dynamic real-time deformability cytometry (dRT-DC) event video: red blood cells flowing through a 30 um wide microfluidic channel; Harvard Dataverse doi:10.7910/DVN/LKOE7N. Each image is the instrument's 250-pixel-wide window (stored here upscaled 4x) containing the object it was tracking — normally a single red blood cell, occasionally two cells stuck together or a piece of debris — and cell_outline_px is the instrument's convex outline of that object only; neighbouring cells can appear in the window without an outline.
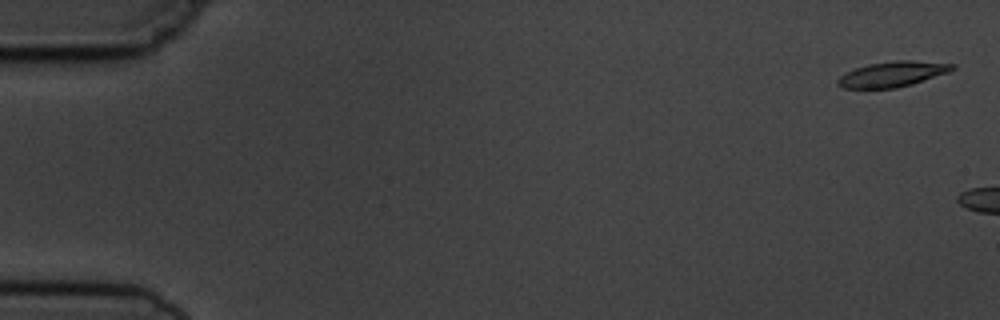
{"species": "common noctule bat (a hibernating species)", "species_latin": "Nyctalus noctula", "temperature_condition": "cold", "stored_images_in_passage": 2, "camera_frame_rate_fps": 3000, "um_per_image_px": 0.085, "animal": {"sex": "male", "body_mass_g": 19.5, "forearm_length_mm": 54.6}, "frame": {"image": 1, "passage_image": 1, "time_ms": 0.0, "image_size_px": [1000, 320], "cell_outline_px": [[956, 68], [948, 72], [912, 84], [896, 88], [844, 88], [836, 84], [836, 80], [840, 76], [856, 68], [868, 64], [896, 60], [912, 60], [956, 64]], "centroid_in_image_um": [75.87, 6.29], "position_along_channel_um": 9.1, "area_um2": 16.82}}